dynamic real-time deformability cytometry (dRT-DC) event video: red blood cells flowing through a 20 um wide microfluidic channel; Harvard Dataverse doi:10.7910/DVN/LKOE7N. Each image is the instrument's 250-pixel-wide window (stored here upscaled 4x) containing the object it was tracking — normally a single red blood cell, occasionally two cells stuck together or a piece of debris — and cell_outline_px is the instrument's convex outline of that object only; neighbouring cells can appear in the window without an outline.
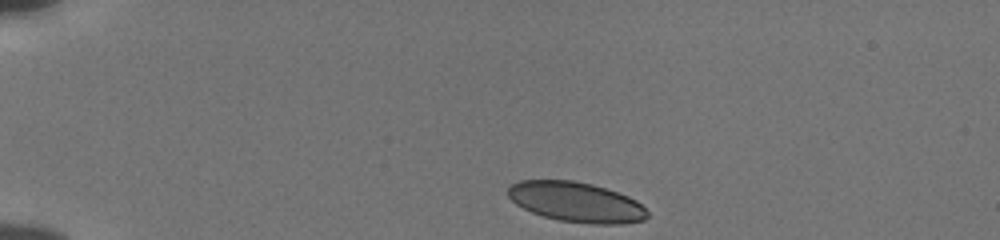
{"species": "human", "species_latin": "Homo sapiens", "temperature_condition": "cold", "stored_images_in_passage": 43, "camera_frame_rate_fps": 3000, "um_per_image_px": 0.085, "donor": {"sex": "male"}, "frame": {"image": 1, "passage_image": 1, "time_ms": 0.0, "image_size_px": [1000, 240], "cell_outline_px": [[648, 216], [644, 220], [624, 224], [592, 224], [560, 220], [544, 216], [532, 212], [516, 204], [508, 196], [508, 188], [512, 184], [520, 180], [572, 180], [592, 184], [628, 196], [636, 200], [648, 212]], "centroid_in_image_um": [48.98, 17.17], "position_along_channel_um": 36.0, "area_um2": 32.31}}
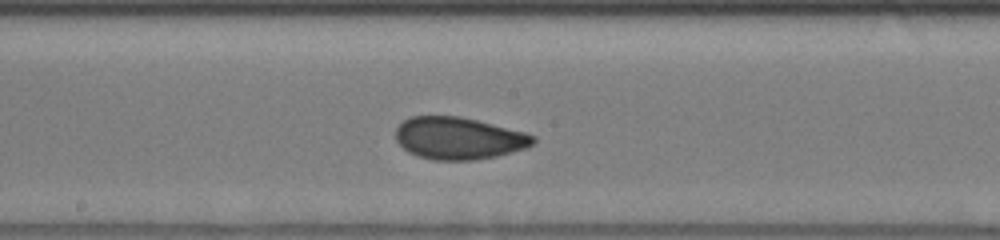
{"frame": {"image": 2, "passage_image": 20, "time_ms": 6.333, "image_size_px": [1000, 240], "cell_outline_px": [[536, 140], [528, 148], [496, 156], [476, 160], [432, 160], [416, 156], [408, 152], [396, 140], [396, 128], [404, 120], [412, 116], [460, 116], [524, 132], [536, 136]], "centroid_in_image_um": [38.99, 11.76], "position_along_channel_um": 209.2, "area_um2": 33.81}}
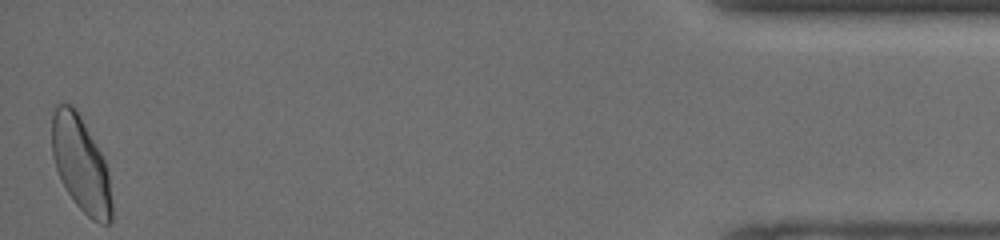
{"frame": {"image": 3, "passage_image": 43, "time_ms": 14.0, "image_size_px": [1000, 240], "cell_outline_px": [[112, 220], [108, 224], [100, 224], [92, 220], [76, 204], [68, 192], [56, 168], [52, 156], [52, 112], [56, 104], [72, 104], [76, 108], [100, 152], [104, 160], [108, 172], [112, 200]], "centroid_in_image_um": [6.87, 13.96], "position_along_channel_um": 428.3, "area_um2": 33.0}, "authors_computed_cell_mechanics": {"area_um2": 33.2928, "velocity_mm_per_s": 3.8196, "shape_relaxation_time_tau1_ms": 3.4378, "shape_relaxation_time_tau2_ms": 1.0009, "deformation_change_tau1": 0.1153, "deformation_change_tau2": 0.04}}